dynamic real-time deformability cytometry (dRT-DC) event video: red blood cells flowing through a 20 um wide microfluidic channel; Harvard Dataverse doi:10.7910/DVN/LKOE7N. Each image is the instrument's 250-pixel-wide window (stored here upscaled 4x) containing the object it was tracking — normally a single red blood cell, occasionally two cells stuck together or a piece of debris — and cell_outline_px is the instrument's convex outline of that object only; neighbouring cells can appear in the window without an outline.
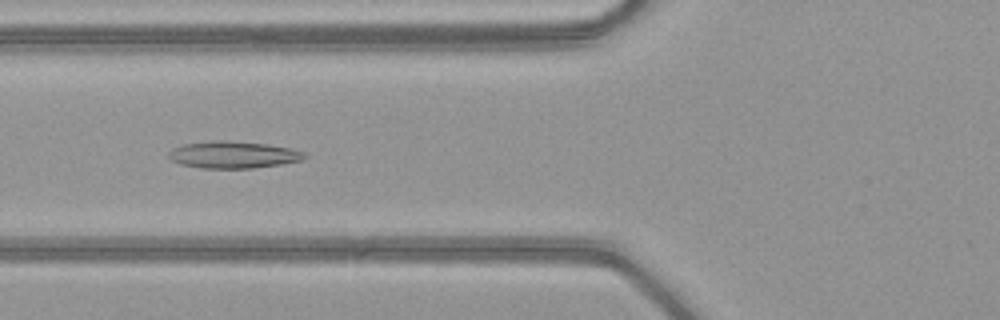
{"species": "common noctule bat (a hibernating species)", "species_latin": "Nyctalus noctula", "temperature_condition": "warm", "stored_images_in_passage": 51, "camera_frame_rate_fps": 3000, "um_per_image_px": 0.085, "animal": {"sex": "female", "body_mass_g": 21.9}, "frame": {"image": 1, "passage_image": 20, "time_ms": 6.333, "image_size_px": [1000, 320], "cell_outline_px": [[308, 156], [300, 160], [280, 164], [252, 168], [200, 168], [180, 164], [172, 160], [168, 156], [168, 152], [172, 148], [184, 144], [212, 140], [224, 140], [268, 144], [292, 148], [304, 152]], "centroid_in_image_um": [19.81, 13.14], "position_along_channel_um": 106.0, "area_um2": 21.39}}
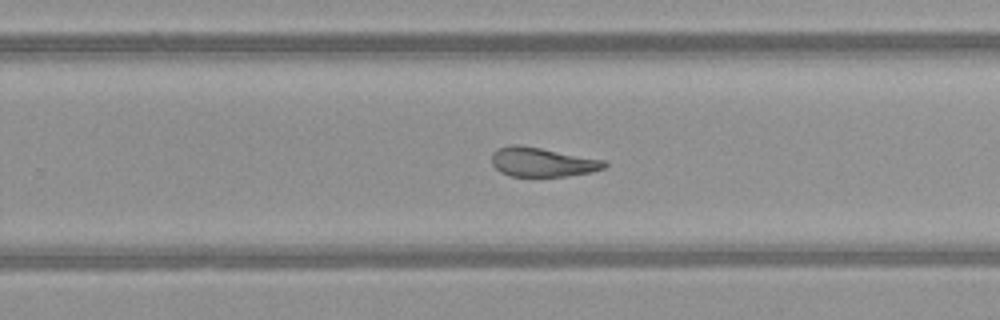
{"frame": {"image": 2, "passage_image": 33, "time_ms": 10.667, "image_size_px": [1000, 320], "cell_outline_px": [[608, 164], [604, 168], [592, 172], [568, 176], [512, 176], [500, 172], [492, 164], [492, 152], [500, 148], [512, 144], [520, 144], [604, 160]], "centroid_in_image_um": [46.09, 13.78], "position_along_channel_um": 283.7, "area_um2": 19.13}}
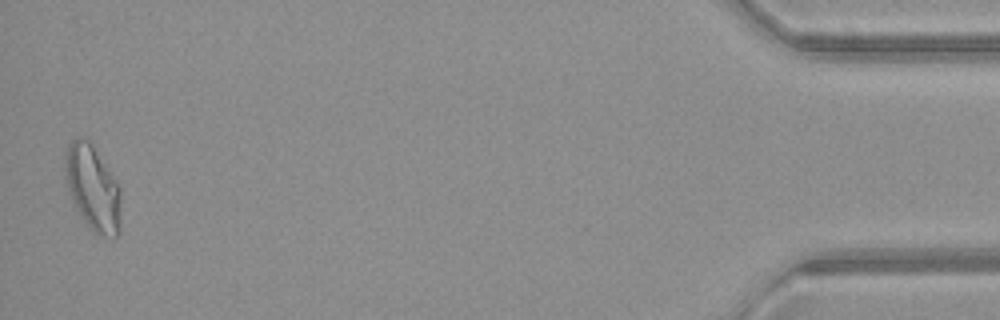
{"frame": {"image": 3, "passage_image": 50, "time_ms": 16.333, "image_size_px": [1000, 320], "cell_outline_px": [[120, 232], [116, 236], [100, 236], [92, 232], [76, 208], [68, 192], [64, 176], [64, 152], [68, 144], [76, 136], [84, 136], [92, 144], [116, 180], [120, 188]], "centroid_in_image_um": [7.85, 15.95], "position_along_channel_um": 427.3, "area_um2": 28.15}, "authors_computed_cell_mechanics": {"area_um2": 22.3686, "velocity_mm_per_s": 4.1006, "shape_relaxation_time_tau1_ms": null, "shape_relaxation_time_tau2_ms": 2.8696, "deformation_change_tau1": null, "deformation_change_tau2": 0.1182}}